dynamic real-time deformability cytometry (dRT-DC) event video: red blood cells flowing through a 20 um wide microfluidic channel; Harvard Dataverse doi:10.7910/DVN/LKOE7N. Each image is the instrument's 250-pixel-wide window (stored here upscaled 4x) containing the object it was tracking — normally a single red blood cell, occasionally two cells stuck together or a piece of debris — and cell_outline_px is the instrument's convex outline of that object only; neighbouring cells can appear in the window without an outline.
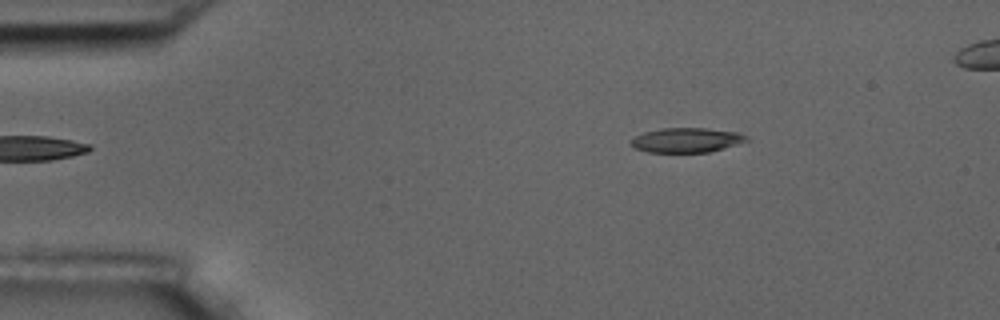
{"species": "common noctule bat (a hibernating species)", "species_latin": "Nyctalus noctula", "temperature_condition": "room temperature", "stored_images_in_passage": 3, "camera_frame_rate_fps": 3000, "um_per_image_px": 0.085, "animal": {"sex": "male", "body_mass_g": 17.5, "forearm_length_mm": 52.3}, "frame": {"image": 1, "passage_image": 3, "time_ms": 3.333, "image_size_px": [1000, 320], "cell_outline_px": [[748, 140], [724, 148], [708, 152], [648, 152], [636, 148], [632, 144], [632, 140], [636, 136], [644, 132], [660, 128], [704, 128], [740, 132], [748, 136]], "centroid_in_image_um": [58.39, 11.9], "position_along_channel_um": 26.6, "area_um2": 16.42}}